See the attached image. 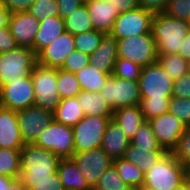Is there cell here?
I'll return each instance as SVG.
<instances>
[{
  "instance_id": "obj_11",
  "label": "cell",
  "mask_w": 190,
  "mask_h": 190,
  "mask_svg": "<svg viewBox=\"0 0 190 190\" xmlns=\"http://www.w3.org/2000/svg\"><path fill=\"white\" fill-rule=\"evenodd\" d=\"M152 17L151 12L140 7L120 13L109 34L119 40L130 36L135 37L138 34L151 33Z\"/></svg>"
},
{
  "instance_id": "obj_45",
  "label": "cell",
  "mask_w": 190,
  "mask_h": 190,
  "mask_svg": "<svg viewBox=\"0 0 190 190\" xmlns=\"http://www.w3.org/2000/svg\"><path fill=\"white\" fill-rule=\"evenodd\" d=\"M17 47L16 40L11 35L8 26L0 27V53L9 52Z\"/></svg>"
},
{
  "instance_id": "obj_35",
  "label": "cell",
  "mask_w": 190,
  "mask_h": 190,
  "mask_svg": "<svg viewBox=\"0 0 190 190\" xmlns=\"http://www.w3.org/2000/svg\"><path fill=\"white\" fill-rule=\"evenodd\" d=\"M104 35V32L95 29L81 34H75L73 35L75 48L91 55L98 48Z\"/></svg>"
},
{
  "instance_id": "obj_29",
  "label": "cell",
  "mask_w": 190,
  "mask_h": 190,
  "mask_svg": "<svg viewBox=\"0 0 190 190\" xmlns=\"http://www.w3.org/2000/svg\"><path fill=\"white\" fill-rule=\"evenodd\" d=\"M113 165L124 183L128 184L134 190L143 187L145 173H143L137 165L124 158L113 160Z\"/></svg>"
},
{
  "instance_id": "obj_47",
  "label": "cell",
  "mask_w": 190,
  "mask_h": 190,
  "mask_svg": "<svg viewBox=\"0 0 190 190\" xmlns=\"http://www.w3.org/2000/svg\"><path fill=\"white\" fill-rule=\"evenodd\" d=\"M169 0H139V7L154 14L164 13Z\"/></svg>"
},
{
  "instance_id": "obj_32",
  "label": "cell",
  "mask_w": 190,
  "mask_h": 190,
  "mask_svg": "<svg viewBox=\"0 0 190 190\" xmlns=\"http://www.w3.org/2000/svg\"><path fill=\"white\" fill-rule=\"evenodd\" d=\"M57 90L60 99H66L77 97L82 88L76 74L57 68Z\"/></svg>"
},
{
  "instance_id": "obj_54",
  "label": "cell",
  "mask_w": 190,
  "mask_h": 190,
  "mask_svg": "<svg viewBox=\"0 0 190 190\" xmlns=\"http://www.w3.org/2000/svg\"><path fill=\"white\" fill-rule=\"evenodd\" d=\"M174 190H189V176L187 177V180L184 184Z\"/></svg>"
},
{
  "instance_id": "obj_42",
  "label": "cell",
  "mask_w": 190,
  "mask_h": 190,
  "mask_svg": "<svg viewBox=\"0 0 190 190\" xmlns=\"http://www.w3.org/2000/svg\"><path fill=\"white\" fill-rule=\"evenodd\" d=\"M90 55L75 49L68 55L60 69L76 74L83 67L90 64Z\"/></svg>"
},
{
  "instance_id": "obj_13",
  "label": "cell",
  "mask_w": 190,
  "mask_h": 190,
  "mask_svg": "<svg viewBox=\"0 0 190 190\" xmlns=\"http://www.w3.org/2000/svg\"><path fill=\"white\" fill-rule=\"evenodd\" d=\"M71 158L75 161L79 170L83 173V178L92 189L105 170L113 164V160L102 148L74 152Z\"/></svg>"
},
{
  "instance_id": "obj_17",
  "label": "cell",
  "mask_w": 190,
  "mask_h": 190,
  "mask_svg": "<svg viewBox=\"0 0 190 190\" xmlns=\"http://www.w3.org/2000/svg\"><path fill=\"white\" fill-rule=\"evenodd\" d=\"M40 21L28 11L10 14L8 28L18 46L33 48Z\"/></svg>"
},
{
  "instance_id": "obj_6",
  "label": "cell",
  "mask_w": 190,
  "mask_h": 190,
  "mask_svg": "<svg viewBox=\"0 0 190 190\" xmlns=\"http://www.w3.org/2000/svg\"><path fill=\"white\" fill-rule=\"evenodd\" d=\"M118 58L128 59L142 68L157 62L158 53L153 34H138L117 40Z\"/></svg>"
},
{
  "instance_id": "obj_2",
  "label": "cell",
  "mask_w": 190,
  "mask_h": 190,
  "mask_svg": "<svg viewBox=\"0 0 190 190\" xmlns=\"http://www.w3.org/2000/svg\"><path fill=\"white\" fill-rule=\"evenodd\" d=\"M190 31V22L165 13L154 14L151 32L158 54H178L182 40Z\"/></svg>"
},
{
  "instance_id": "obj_28",
  "label": "cell",
  "mask_w": 190,
  "mask_h": 190,
  "mask_svg": "<svg viewBox=\"0 0 190 190\" xmlns=\"http://www.w3.org/2000/svg\"><path fill=\"white\" fill-rule=\"evenodd\" d=\"M110 74L103 73L89 64L76 73L82 91L100 92Z\"/></svg>"
},
{
  "instance_id": "obj_4",
  "label": "cell",
  "mask_w": 190,
  "mask_h": 190,
  "mask_svg": "<svg viewBox=\"0 0 190 190\" xmlns=\"http://www.w3.org/2000/svg\"><path fill=\"white\" fill-rule=\"evenodd\" d=\"M34 106L54 112L59 105L57 68L36 64L31 72Z\"/></svg>"
},
{
  "instance_id": "obj_15",
  "label": "cell",
  "mask_w": 190,
  "mask_h": 190,
  "mask_svg": "<svg viewBox=\"0 0 190 190\" xmlns=\"http://www.w3.org/2000/svg\"><path fill=\"white\" fill-rule=\"evenodd\" d=\"M159 145L171 152L178 143L186 126L172 113L166 112L148 120Z\"/></svg>"
},
{
  "instance_id": "obj_24",
  "label": "cell",
  "mask_w": 190,
  "mask_h": 190,
  "mask_svg": "<svg viewBox=\"0 0 190 190\" xmlns=\"http://www.w3.org/2000/svg\"><path fill=\"white\" fill-rule=\"evenodd\" d=\"M59 179L63 183L65 190H91L87 181L83 178L72 158H61L58 169Z\"/></svg>"
},
{
  "instance_id": "obj_44",
  "label": "cell",
  "mask_w": 190,
  "mask_h": 190,
  "mask_svg": "<svg viewBox=\"0 0 190 190\" xmlns=\"http://www.w3.org/2000/svg\"><path fill=\"white\" fill-rule=\"evenodd\" d=\"M173 96L190 99V71L173 82Z\"/></svg>"
},
{
  "instance_id": "obj_9",
  "label": "cell",
  "mask_w": 190,
  "mask_h": 190,
  "mask_svg": "<svg viewBox=\"0 0 190 190\" xmlns=\"http://www.w3.org/2000/svg\"><path fill=\"white\" fill-rule=\"evenodd\" d=\"M33 144L60 158H71L75 152L72 127L55 120L41 132Z\"/></svg>"
},
{
  "instance_id": "obj_1",
  "label": "cell",
  "mask_w": 190,
  "mask_h": 190,
  "mask_svg": "<svg viewBox=\"0 0 190 190\" xmlns=\"http://www.w3.org/2000/svg\"><path fill=\"white\" fill-rule=\"evenodd\" d=\"M61 158L34 144L20 150L19 179L28 190H65L57 172Z\"/></svg>"
},
{
  "instance_id": "obj_48",
  "label": "cell",
  "mask_w": 190,
  "mask_h": 190,
  "mask_svg": "<svg viewBox=\"0 0 190 190\" xmlns=\"http://www.w3.org/2000/svg\"><path fill=\"white\" fill-rule=\"evenodd\" d=\"M57 4L59 16L65 19L80 5L84 4V0H57Z\"/></svg>"
},
{
  "instance_id": "obj_20",
  "label": "cell",
  "mask_w": 190,
  "mask_h": 190,
  "mask_svg": "<svg viewBox=\"0 0 190 190\" xmlns=\"http://www.w3.org/2000/svg\"><path fill=\"white\" fill-rule=\"evenodd\" d=\"M117 58V39L110 34H105L89 60L90 64L101 72L112 75Z\"/></svg>"
},
{
  "instance_id": "obj_18",
  "label": "cell",
  "mask_w": 190,
  "mask_h": 190,
  "mask_svg": "<svg viewBox=\"0 0 190 190\" xmlns=\"http://www.w3.org/2000/svg\"><path fill=\"white\" fill-rule=\"evenodd\" d=\"M24 145L17 111L3 107L0 110V148L22 149Z\"/></svg>"
},
{
  "instance_id": "obj_3",
  "label": "cell",
  "mask_w": 190,
  "mask_h": 190,
  "mask_svg": "<svg viewBox=\"0 0 190 190\" xmlns=\"http://www.w3.org/2000/svg\"><path fill=\"white\" fill-rule=\"evenodd\" d=\"M190 170L183 166L172 152H168L151 170L144 174L142 188L149 190H174L184 184Z\"/></svg>"
},
{
  "instance_id": "obj_51",
  "label": "cell",
  "mask_w": 190,
  "mask_h": 190,
  "mask_svg": "<svg viewBox=\"0 0 190 190\" xmlns=\"http://www.w3.org/2000/svg\"><path fill=\"white\" fill-rule=\"evenodd\" d=\"M10 12L0 3V27L8 26Z\"/></svg>"
},
{
  "instance_id": "obj_8",
  "label": "cell",
  "mask_w": 190,
  "mask_h": 190,
  "mask_svg": "<svg viewBox=\"0 0 190 190\" xmlns=\"http://www.w3.org/2000/svg\"><path fill=\"white\" fill-rule=\"evenodd\" d=\"M173 82L158 62L143 67L138 80L141 99L171 98Z\"/></svg>"
},
{
  "instance_id": "obj_41",
  "label": "cell",
  "mask_w": 190,
  "mask_h": 190,
  "mask_svg": "<svg viewBox=\"0 0 190 190\" xmlns=\"http://www.w3.org/2000/svg\"><path fill=\"white\" fill-rule=\"evenodd\" d=\"M168 112L175 115L185 126H190V99L172 96Z\"/></svg>"
},
{
  "instance_id": "obj_34",
  "label": "cell",
  "mask_w": 190,
  "mask_h": 190,
  "mask_svg": "<svg viewBox=\"0 0 190 190\" xmlns=\"http://www.w3.org/2000/svg\"><path fill=\"white\" fill-rule=\"evenodd\" d=\"M94 190H134L120 178L116 168L112 164L100 176Z\"/></svg>"
},
{
  "instance_id": "obj_53",
  "label": "cell",
  "mask_w": 190,
  "mask_h": 190,
  "mask_svg": "<svg viewBox=\"0 0 190 190\" xmlns=\"http://www.w3.org/2000/svg\"><path fill=\"white\" fill-rule=\"evenodd\" d=\"M12 190H28L19 178H12Z\"/></svg>"
},
{
  "instance_id": "obj_12",
  "label": "cell",
  "mask_w": 190,
  "mask_h": 190,
  "mask_svg": "<svg viewBox=\"0 0 190 190\" xmlns=\"http://www.w3.org/2000/svg\"><path fill=\"white\" fill-rule=\"evenodd\" d=\"M19 129L25 144H33L41 132L54 120L51 111L31 106L17 111Z\"/></svg>"
},
{
  "instance_id": "obj_50",
  "label": "cell",
  "mask_w": 190,
  "mask_h": 190,
  "mask_svg": "<svg viewBox=\"0 0 190 190\" xmlns=\"http://www.w3.org/2000/svg\"><path fill=\"white\" fill-rule=\"evenodd\" d=\"M178 55L190 62V31L187 36L182 40V44L179 48Z\"/></svg>"
},
{
  "instance_id": "obj_21",
  "label": "cell",
  "mask_w": 190,
  "mask_h": 190,
  "mask_svg": "<svg viewBox=\"0 0 190 190\" xmlns=\"http://www.w3.org/2000/svg\"><path fill=\"white\" fill-rule=\"evenodd\" d=\"M129 144L130 139L126 136V133L116 121L110 119L104 132L101 148L112 160H115L123 158Z\"/></svg>"
},
{
  "instance_id": "obj_55",
  "label": "cell",
  "mask_w": 190,
  "mask_h": 190,
  "mask_svg": "<svg viewBox=\"0 0 190 190\" xmlns=\"http://www.w3.org/2000/svg\"><path fill=\"white\" fill-rule=\"evenodd\" d=\"M3 101H2V96H1V91H0V110L3 108Z\"/></svg>"
},
{
  "instance_id": "obj_36",
  "label": "cell",
  "mask_w": 190,
  "mask_h": 190,
  "mask_svg": "<svg viewBox=\"0 0 190 190\" xmlns=\"http://www.w3.org/2000/svg\"><path fill=\"white\" fill-rule=\"evenodd\" d=\"M130 143L140 149H161L157 138L153 133L151 124L145 121L140 129L136 132Z\"/></svg>"
},
{
  "instance_id": "obj_10",
  "label": "cell",
  "mask_w": 190,
  "mask_h": 190,
  "mask_svg": "<svg viewBox=\"0 0 190 190\" xmlns=\"http://www.w3.org/2000/svg\"><path fill=\"white\" fill-rule=\"evenodd\" d=\"M113 110L139 105L141 101L138 81H130L110 75L100 91Z\"/></svg>"
},
{
  "instance_id": "obj_39",
  "label": "cell",
  "mask_w": 190,
  "mask_h": 190,
  "mask_svg": "<svg viewBox=\"0 0 190 190\" xmlns=\"http://www.w3.org/2000/svg\"><path fill=\"white\" fill-rule=\"evenodd\" d=\"M171 152L183 166L190 170V126H186Z\"/></svg>"
},
{
  "instance_id": "obj_46",
  "label": "cell",
  "mask_w": 190,
  "mask_h": 190,
  "mask_svg": "<svg viewBox=\"0 0 190 190\" xmlns=\"http://www.w3.org/2000/svg\"><path fill=\"white\" fill-rule=\"evenodd\" d=\"M35 0H0V3L10 12V14L28 11Z\"/></svg>"
},
{
  "instance_id": "obj_33",
  "label": "cell",
  "mask_w": 190,
  "mask_h": 190,
  "mask_svg": "<svg viewBox=\"0 0 190 190\" xmlns=\"http://www.w3.org/2000/svg\"><path fill=\"white\" fill-rule=\"evenodd\" d=\"M20 150L0 148V174L6 177L19 178Z\"/></svg>"
},
{
  "instance_id": "obj_26",
  "label": "cell",
  "mask_w": 190,
  "mask_h": 190,
  "mask_svg": "<svg viewBox=\"0 0 190 190\" xmlns=\"http://www.w3.org/2000/svg\"><path fill=\"white\" fill-rule=\"evenodd\" d=\"M77 99L80 102L84 115L113 117L114 110L100 92L81 91L77 95Z\"/></svg>"
},
{
  "instance_id": "obj_52",
  "label": "cell",
  "mask_w": 190,
  "mask_h": 190,
  "mask_svg": "<svg viewBox=\"0 0 190 190\" xmlns=\"http://www.w3.org/2000/svg\"><path fill=\"white\" fill-rule=\"evenodd\" d=\"M0 190H12V178L0 174Z\"/></svg>"
},
{
  "instance_id": "obj_38",
  "label": "cell",
  "mask_w": 190,
  "mask_h": 190,
  "mask_svg": "<svg viewBox=\"0 0 190 190\" xmlns=\"http://www.w3.org/2000/svg\"><path fill=\"white\" fill-rule=\"evenodd\" d=\"M171 98L141 99L140 108L146 121L168 112Z\"/></svg>"
},
{
  "instance_id": "obj_27",
  "label": "cell",
  "mask_w": 190,
  "mask_h": 190,
  "mask_svg": "<svg viewBox=\"0 0 190 190\" xmlns=\"http://www.w3.org/2000/svg\"><path fill=\"white\" fill-rule=\"evenodd\" d=\"M53 114L56 122L69 127H74L85 116L77 97L60 99Z\"/></svg>"
},
{
  "instance_id": "obj_43",
  "label": "cell",
  "mask_w": 190,
  "mask_h": 190,
  "mask_svg": "<svg viewBox=\"0 0 190 190\" xmlns=\"http://www.w3.org/2000/svg\"><path fill=\"white\" fill-rule=\"evenodd\" d=\"M164 13L190 22V0H169Z\"/></svg>"
},
{
  "instance_id": "obj_30",
  "label": "cell",
  "mask_w": 190,
  "mask_h": 190,
  "mask_svg": "<svg viewBox=\"0 0 190 190\" xmlns=\"http://www.w3.org/2000/svg\"><path fill=\"white\" fill-rule=\"evenodd\" d=\"M64 24L65 31L72 35L81 34L94 29L85 3L74 10L70 16L66 17L64 19Z\"/></svg>"
},
{
  "instance_id": "obj_49",
  "label": "cell",
  "mask_w": 190,
  "mask_h": 190,
  "mask_svg": "<svg viewBox=\"0 0 190 190\" xmlns=\"http://www.w3.org/2000/svg\"><path fill=\"white\" fill-rule=\"evenodd\" d=\"M109 3L117 8L119 13L139 8V0H109Z\"/></svg>"
},
{
  "instance_id": "obj_56",
  "label": "cell",
  "mask_w": 190,
  "mask_h": 190,
  "mask_svg": "<svg viewBox=\"0 0 190 190\" xmlns=\"http://www.w3.org/2000/svg\"><path fill=\"white\" fill-rule=\"evenodd\" d=\"M137 190H149V189H146V188H140V189H137Z\"/></svg>"
},
{
  "instance_id": "obj_16",
  "label": "cell",
  "mask_w": 190,
  "mask_h": 190,
  "mask_svg": "<svg viewBox=\"0 0 190 190\" xmlns=\"http://www.w3.org/2000/svg\"><path fill=\"white\" fill-rule=\"evenodd\" d=\"M75 49L73 35L64 31L54 42L36 55L37 64L45 67L60 68L68 55Z\"/></svg>"
},
{
  "instance_id": "obj_22",
  "label": "cell",
  "mask_w": 190,
  "mask_h": 190,
  "mask_svg": "<svg viewBox=\"0 0 190 190\" xmlns=\"http://www.w3.org/2000/svg\"><path fill=\"white\" fill-rule=\"evenodd\" d=\"M64 31V19L60 16H49L41 20L32 48L35 54L37 55L42 49L49 46Z\"/></svg>"
},
{
  "instance_id": "obj_19",
  "label": "cell",
  "mask_w": 190,
  "mask_h": 190,
  "mask_svg": "<svg viewBox=\"0 0 190 190\" xmlns=\"http://www.w3.org/2000/svg\"><path fill=\"white\" fill-rule=\"evenodd\" d=\"M84 3L92 20L93 28L109 34L120 14L118 9L114 8L109 0H87Z\"/></svg>"
},
{
  "instance_id": "obj_5",
  "label": "cell",
  "mask_w": 190,
  "mask_h": 190,
  "mask_svg": "<svg viewBox=\"0 0 190 190\" xmlns=\"http://www.w3.org/2000/svg\"><path fill=\"white\" fill-rule=\"evenodd\" d=\"M37 64L33 49L18 46L9 52L0 53V88L18 77H28Z\"/></svg>"
},
{
  "instance_id": "obj_40",
  "label": "cell",
  "mask_w": 190,
  "mask_h": 190,
  "mask_svg": "<svg viewBox=\"0 0 190 190\" xmlns=\"http://www.w3.org/2000/svg\"><path fill=\"white\" fill-rule=\"evenodd\" d=\"M28 12L38 21L49 16H59L57 0H35Z\"/></svg>"
},
{
  "instance_id": "obj_14",
  "label": "cell",
  "mask_w": 190,
  "mask_h": 190,
  "mask_svg": "<svg viewBox=\"0 0 190 190\" xmlns=\"http://www.w3.org/2000/svg\"><path fill=\"white\" fill-rule=\"evenodd\" d=\"M3 106L19 111L34 106V90L31 75L18 77L0 88Z\"/></svg>"
},
{
  "instance_id": "obj_7",
  "label": "cell",
  "mask_w": 190,
  "mask_h": 190,
  "mask_svg": "<svg viewBox=\"0 0 190 190\" xmlns=\"http://www.w3.org/2000/svg\"><path fill=\"white\" fill-rule=\"evenodd\" d=\"M110 119L112 117L85 115L72 127L75 152L101 148L104 132Z\"/></svg>"
},
{
  "instance_id": "obj_31",
  "label": "cell",
  "mask_w": 190,
  "mask_h": 190,
  "mask_svg": "<svg viewBox=\"0 0 190 190\" xmlns=\"http://www.w3.org/2000/svg\"><path fill=\"white\" fill-rule=\"evenodd\" d=\"M157 62L174 81L190 71V62L178 54H158Z\"/></svg>"
},
{
  "instance_id": "obj_37",
  "label": "cell",
  "mask_w": 190,
  "mask_h": 190,
  "mask_svg": "<svg viewBox=\"0 0 190 190\" xmlns=\"http://www.w3.org/2000/svg\"><path fill=\"white\" fill-rule=\"evenodd\" d=\"M142 67L128 59L117 58L112 75L121 79L138 81Z\"/></svg>"
},
{
  "instance_id": "obj_25",
  "label": "cell",
  "mask_w": 190,
  "mask_h": 190,
  "mask_svg": "<svg viewBox=\"0 0 190 190\" xmlns=\"http://www.w3.org/2000/svg\"><path fill=\"white\" fill-rule=\"evenodd\" d=\"M167 153L168 151L164 148L140 149L130 143L123 158L137 165L143 173H146Z\"/></svg>"
},
{
  "instance_id": "obj_23",
  "label": "cell",
  "mask_w": 190,
  "mask_h": 190,
  "mask_svg": "<svg viewBox=\"0 0 190 190\" xmlns=\"http://www.w3.org/2000/svg\"><path fill=\"white\" fill-rule=\"evenodd\" d=\"M112 119L117 122L130 140L146 121L140 105L118 108L114 110Z\"/></svg>"
}]
</instances>
